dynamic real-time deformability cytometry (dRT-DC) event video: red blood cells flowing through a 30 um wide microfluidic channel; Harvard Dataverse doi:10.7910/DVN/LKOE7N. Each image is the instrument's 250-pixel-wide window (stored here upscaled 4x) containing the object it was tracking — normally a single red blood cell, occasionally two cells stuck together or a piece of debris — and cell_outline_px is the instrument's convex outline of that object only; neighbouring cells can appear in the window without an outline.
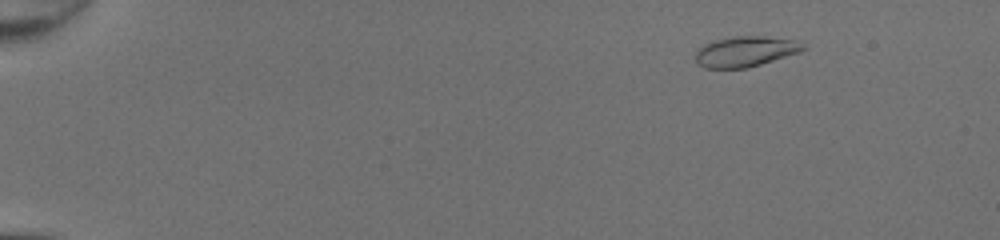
{"species": "common noctule bat (a hibernating species)", "species_latin": "Nyctalus noctula", "temperature_condition": "room temperature", "stored_images_in_passage": 48, "camera_frame_rate_fps": 3000, "um_per_image_px": 0.085, "animal": {"sex": "female", "body_mass_g": 20.0, "forearm_length_mm": 54.0}, "frame": {"image": 1, "passage_image": 5, "time_ms": 1.333, "image_size_px": [1000, 240], "cell_outline_px": [[808, 48], [800, 52], [748, 68], [704, 68], [696, 64], [696, 52], [704, 44], [712, 40], [736, 36], [764, 36], [796, 40], [804, 44]], "centroid_in_image_um": [63.37, 4.37], "position_along_channel_um": 21.6, "area_um2": 19.25}}
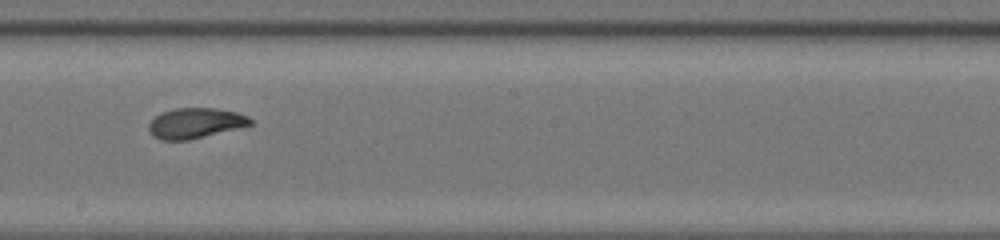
{"frame": {"image": 2, "passage_image": 29, "time_ms": 9.333, "image_size_px": [1000, 240], "cell_outline_px": [[252, 124], [188, 140], [160, 140], [152, 136], [148, 132], [148, 124], [160, 112], [176, 108], [216, 108], [236, 112], [248, 116], [252, 120]], "centroid_in_image_um": [16.54, 10.46], "position_along_channel_um": 231.7, "area_um2": 17.86}}
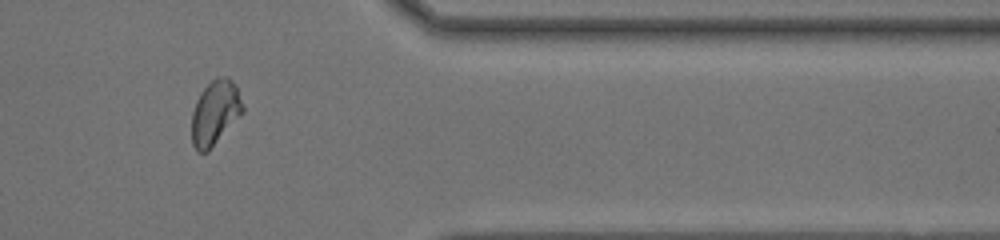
{"frame": {"image": 3, "passage_image": 41, "time_ms": 13.333, "image_size_px": [1000, 240], "cell_outline_px": [[244, 112], [208, 152], [196, 152], [192, 144], [192, 112], [196, 100], [200, 92], [216, 76], [228, 76], [232, 80], [236, 88], [244, 108]], "centroid_in_image_um": [18.27, 9.59], "position_along_channel_um": 393.1, "area_um2": 19.31}, "authors_computed_cell_mechanics": {"area_um2": 18.8717, "velocity_mm_per_s": 4.3278, "shape_relaxation_time_tau1_ms": 2.5389, "shape_relaxation_time_tau2_ms": 1.0942, "deformation_change_tau1": 0.1519, "deformation_change_tau2": 0.0675}}